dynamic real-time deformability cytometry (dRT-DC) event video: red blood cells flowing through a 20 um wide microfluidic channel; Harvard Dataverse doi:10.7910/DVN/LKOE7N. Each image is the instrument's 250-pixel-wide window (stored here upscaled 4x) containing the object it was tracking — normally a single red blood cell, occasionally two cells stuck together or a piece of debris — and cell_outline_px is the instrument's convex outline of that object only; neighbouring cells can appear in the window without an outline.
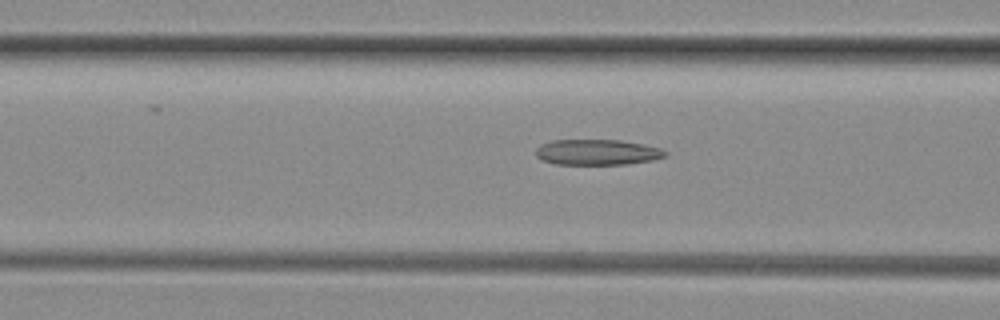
{"species": "common noctule bat (a hibernating species)", "species_latin": "Nyctalus noctula", "temperature_condition": "room temperature", "stored_images_in_passage": 36, "camera_frame_rate_fps": 3000, "um_per_image_px": 0.085, "animal": {"sex": "female", "body_mass_g": 29.2, "forearm_length_mm": 56.3}, "frame": {"image": 1, "passage_image": 6, "time_ms": 1.667, "image_size_px": [1000, 320], "cell_outline_px": [[668, 156], [652, 160], [628, 164], [556, 164], [544, 160], [536, 156], [536, 148], [552, 140], [620, 140], [660, 148], [668, 152]], "centroid_in_image_um": [50.8, 12.94], "position_along_channel_um": 115.8, "area_um2": 19.13}}
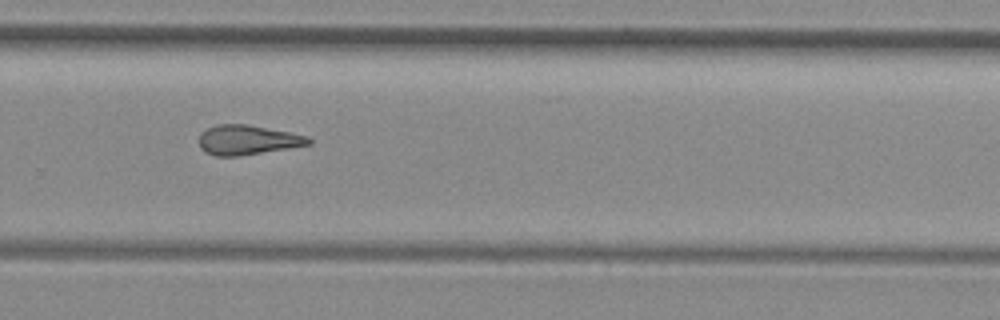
{"frame": {"image": 2, "passage_image": 20, "time_ms": 6.333, "image_size_px": [1000, 320], "cell_outline_px": [[312, 144], [288, 148], [236, 156], [216, 156], [204, 152], [200, 148], [200, 132], [216, 124], [248, 124], [308, 136], [312, 140]], "centroid_in_image_um": [21.02, 11.89], "position_along_channel_um": 308.8, "area_um2": 18.84}}
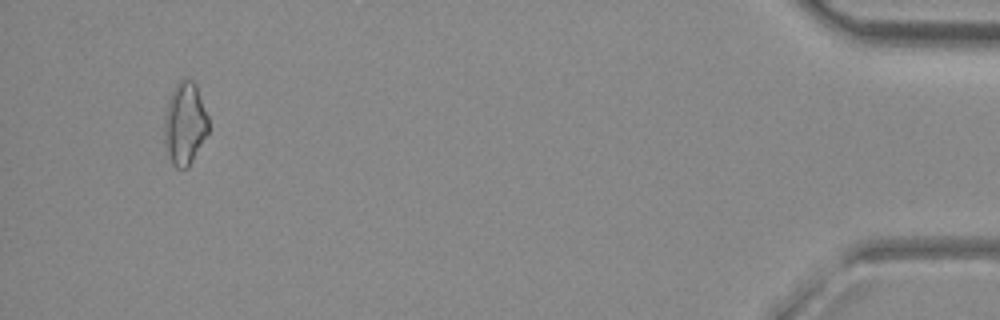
{"frame": {"image": 3, "passage_image": 34, "time_ms": 11.0, "image_size_px": [1000, 320], "cell_outline_px": [[208, 132], [188, 168], [176, 168], [172, 164], [164, 140], [164, 120], [168, 100], [176, 84], [180, 80], [192, 80], [196, 84], [208, 116]], "centroid_in_image_um": [15.71, 10.51], "position_along_channel_um": 419.5, "area_um2": 20.98}, "authors_computed_cell_mechanics": {"area_um2": 18.9584, "velocity_mm_per_s": 4.1401, "shape_relaxation_time_tau1_ms": null, "shape_relaxation_time_tau2_ms": 3.2927, "deformation_change_tau1": null, "deformation_change_tau2": 0.1311}}